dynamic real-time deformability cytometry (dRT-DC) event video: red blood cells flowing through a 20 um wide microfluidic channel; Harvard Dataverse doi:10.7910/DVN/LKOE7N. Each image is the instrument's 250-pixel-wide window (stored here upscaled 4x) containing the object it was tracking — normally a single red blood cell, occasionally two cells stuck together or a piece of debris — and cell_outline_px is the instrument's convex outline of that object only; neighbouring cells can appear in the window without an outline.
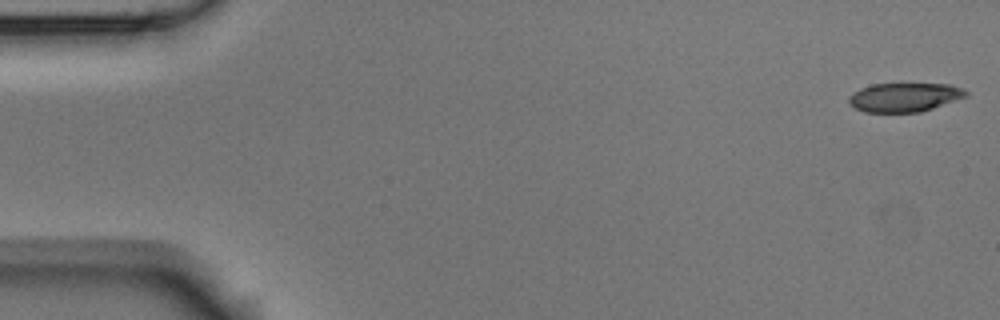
{"species": "Egyptian fruit bat (a non-hibernating species)", "species_latin": "Rousettus aegyptiacus", "temperature_condition": "room temperature", "stored_images_in_passage": 56, "camera_frame_rate_fps": 3000, "um_per_image_px": 0.085, "animal": {"sex": "male"}, "frame": {"image": 1, "passage_image": 1, "time_ms": 0.0, "image_size_px": [1000, 320], "cell_outline_px": [[968, 96], [920, 112], [864, 112], [848, 104], [848, 96], [852, 92], [860, 88], [872, 84], [948, 84], [960, 88], [968, 92]], "centroid_in_image_um": [76.83, 8.27], "position_along_channel_um": 8.2, "area_um2": 19.71}}
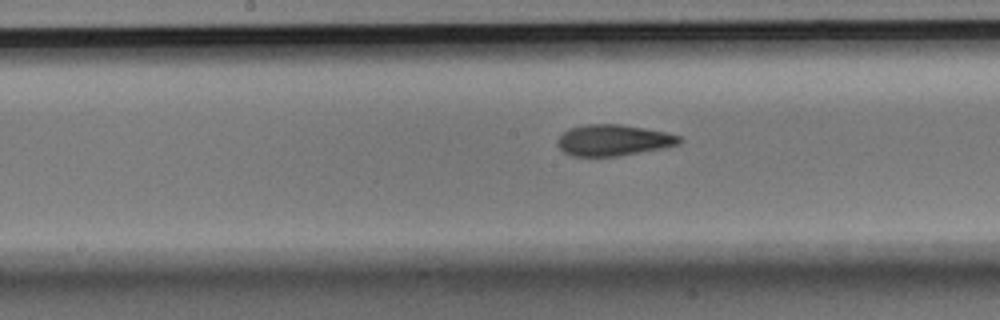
{"frame": {"image": 2, "passage_image": 28, "time_ms": 9.0, "image_size_px": [1000, 320], "cell_outline_px": [[684, 140], [680, 144], [664, 148], [616, 156], [572, 156], [564, 152], [556, 144], [556, 140], [568, 128], [588, 124], [620, 124], [644, 128], [664, 132], [680, 136]], "centroid_in_image_um": [52.13, 11.92], "position_along_channel_um": 196.1, "area_um2": 22.14}}
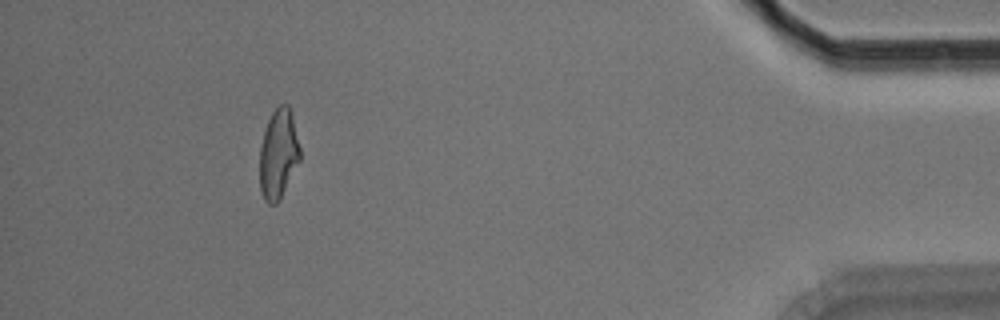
{"frame": {"image": 3, "passage_image": 51, "time_ms": 16.667, "image_size_px": [1000, 320], "cell_outline_px": [[300, 160], [276, 204], [268, 204], [264, 200], [260, 188], [260, 148], [264, 132], [268, 120], [272, 112], [280, 104], [288, 104], [292, 116], [300, 148]], "centroid_in_image_um": [23.65, 13.08], "position_along_channel_um": 411.5, "area_um2": 20.69}, "authors_computed_cell_mechanics": {"area_um2": 21.7039, "velocity_mm_per_s": 3.5873, "shape_relaxation_time_tau1_ms": 10.1053, "shape_relaxation_time_tau2_ms": 2.7135, "deformation_change_tau1": 0.2486, "deformation_change_tau2": 0.1035}}